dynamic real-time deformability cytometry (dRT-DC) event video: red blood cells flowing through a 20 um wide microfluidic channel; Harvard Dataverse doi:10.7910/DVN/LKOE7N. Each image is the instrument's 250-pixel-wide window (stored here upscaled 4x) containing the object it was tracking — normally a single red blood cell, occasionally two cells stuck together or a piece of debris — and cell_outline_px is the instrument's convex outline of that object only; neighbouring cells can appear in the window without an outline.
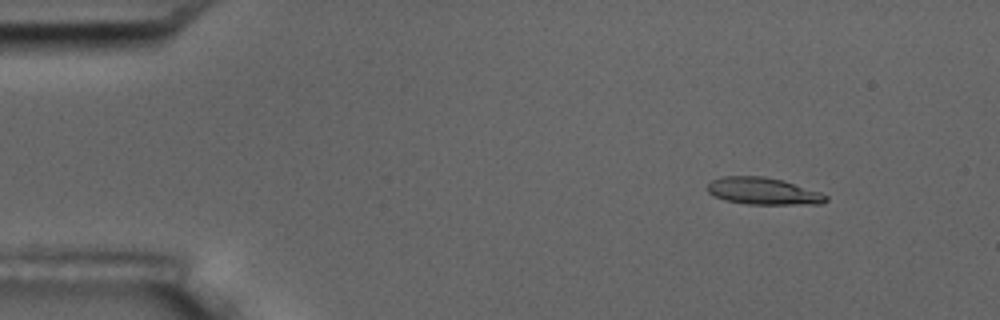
{"species": "common noctule bat (a hibernating species)", "species_latin": "Nyctalus noctula", "temperature_condition": "room temperature", "stored_images_in_passage": 3, "camera_frame_rate_fps": 3000, "um_per_image_px": 0.085, "animal": {"sex": "male", "body_mass_g": 17.5, "forearm_length_mm": 52.3}, "frame": {"image": 1, "passage_image": 1, "time_ms": 0.0, "image_size_px": [1000, 320], "cell_outline_px": [[828, 200], [820, 204], [744, 204], [724, 200], [712, 196], [708, 192], [708, 184], [712, 180], [724, 176], [764, 176], [784, 180], [820, 192], [828, 196]], "centroid_in_image_um": [64.86, 16.25], "position_along_channel_um": 20.1, "area_um2": 18.79}}